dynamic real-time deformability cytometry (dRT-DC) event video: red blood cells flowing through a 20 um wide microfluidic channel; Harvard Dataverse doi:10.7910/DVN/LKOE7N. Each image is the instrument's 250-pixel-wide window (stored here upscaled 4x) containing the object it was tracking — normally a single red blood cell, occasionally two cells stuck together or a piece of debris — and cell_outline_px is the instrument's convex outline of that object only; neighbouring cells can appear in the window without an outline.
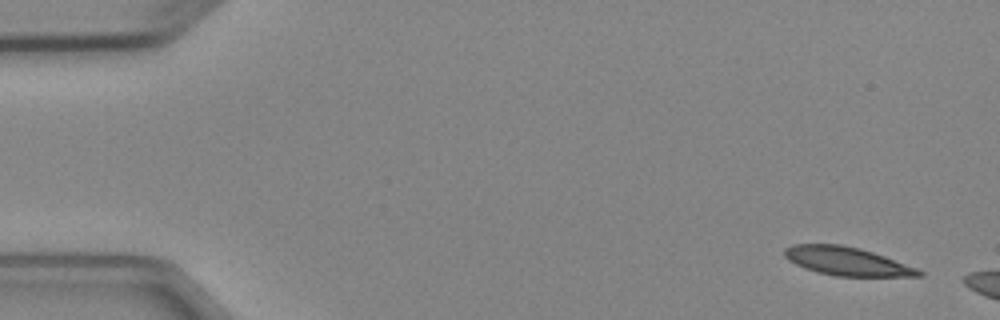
{"species": "Egyptian fruit bat (a non-hibernating species)", "species_latin": "Rousettus aegyptiacus", "temperature_condition": "cold", "stored_images_in_passage": 5, "camera_frame_rate_fps": 3000, "um_per_image_px": 0.085, "animal": {"sex": "female"}, "frame": {"image": 1, "passage_image": 1, "time_ms": 0.0, "image_size_px": [1000, 320], "cell_outline_px": [[924, 276], [836, 276], [816, 272], [804, 268], [788, 260], [784, 256], [784, 248], [792, 244], [840, 244], [860, 248], [884, 256], [916, 268], [924, 272]], "centroid_in_image_um": [71.94, 22.2], "position_along_channel_um": 13.1, "area_um2": 22.2}}